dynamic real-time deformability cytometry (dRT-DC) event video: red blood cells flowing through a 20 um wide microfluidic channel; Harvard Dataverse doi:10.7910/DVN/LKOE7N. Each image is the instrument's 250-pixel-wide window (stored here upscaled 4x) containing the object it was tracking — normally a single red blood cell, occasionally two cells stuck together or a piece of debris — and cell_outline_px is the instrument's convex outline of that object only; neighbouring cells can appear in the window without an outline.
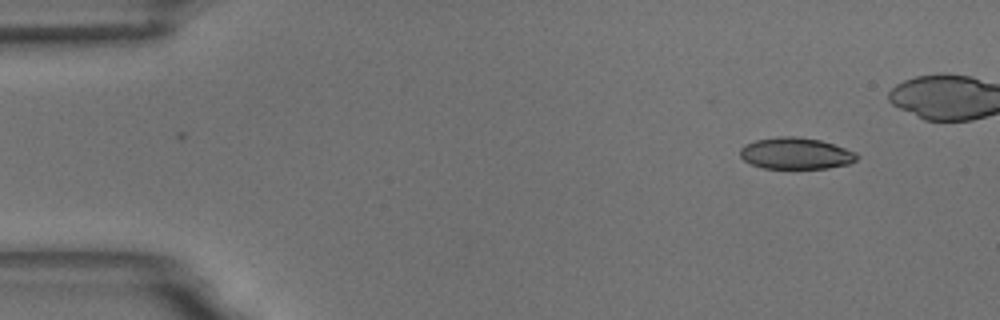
{"species": "common noctule bat (a hibernating species)", "species_latin": "Nyctalus noctula", "temperature_condition": "room temperature", "stored_images_in_passage": 46, "camera_frame_rate_fps": 3000, "um_per_image_px": 0.085, "animal": {"sex": "male", "body_mass_g": 18.8}, "frame": {"image": 1, "passage_image": 1, "time_ms": 0.0, "image_size_px": [1000, 320], "cell_outline_px": [[860, 156], [856, 160], [848, 164], [828, 168], [764, 168], [752, 164], [744, 160], [740, 156], [740, 148], [744, 144], [756, 140], [776, 136], [796, 136], [820, 140], [856, 152]], "centroid_in_image_um": [67.63, 13.03], "position_along_channel_um": 17.4, "area_um2": 21.44}}
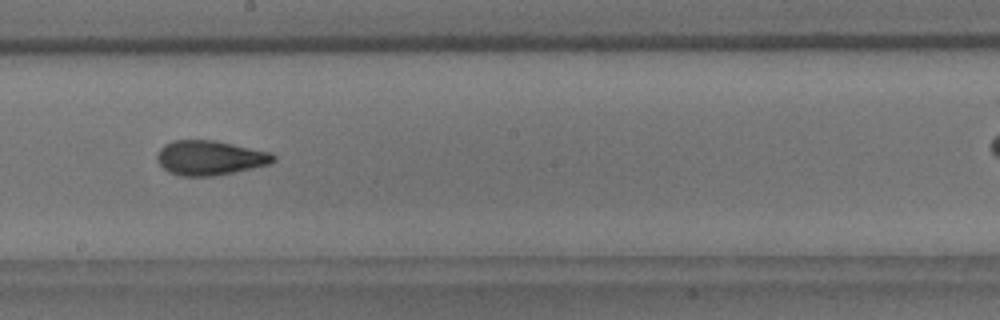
{"frame": {"image": 2, "passage_image": 28, "time_ms": 9.0, "image_size_px": [1000, 320], "cell_outline_px": [[276, 160], [268, 164], [236, 172], [212, 176], [180, 176], [168, 172], [156, 160], [156, 156], [160, 148], [164, 144], [172, 140], [216, 140], [272, 152], [276, 156]], "centroid_in_image_um": [17.84, 13.41], "position_along_channel_um": 230.4, "area_um2": 23.7}}
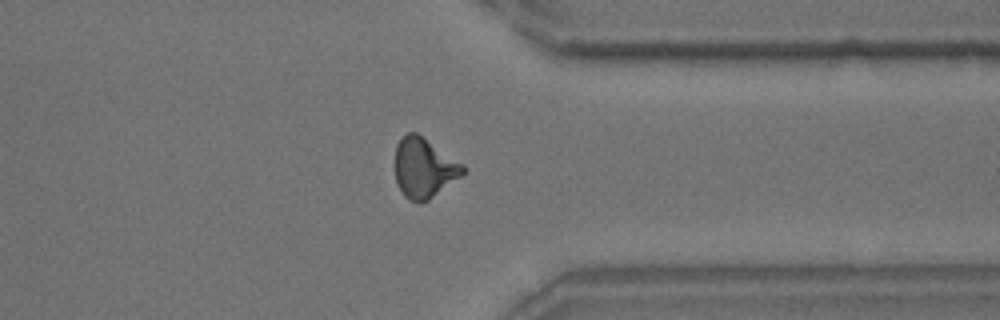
{"frame": {"image": 3, "passage_image": 41, "time_ms": 13.333, "image_size_px": [1000, 320], "cell_outline_px": [[464, 172], [460, 176], [428, 200], [420, 204], [408, 200], [404, 196], [396, 180], [396, 144], [408, 132], [416, 132], [464, 164]], "centroid_in_image_um": [36.03, 14.28], "position_along_channel_um": 375.4, "area_um2": 23.35}, "authors_computed_cell_mechanics": {"area_um2": 22.8888, "velocity_mm_per_s": 3.441, "shape_relaxation_time_tau1_ms": 7.1783, "shape_relaxation_time_tau2_ms": 1.9842, "deformation_change_tau1": 0.1985, "deformation_change_tau2": 0.0852}}